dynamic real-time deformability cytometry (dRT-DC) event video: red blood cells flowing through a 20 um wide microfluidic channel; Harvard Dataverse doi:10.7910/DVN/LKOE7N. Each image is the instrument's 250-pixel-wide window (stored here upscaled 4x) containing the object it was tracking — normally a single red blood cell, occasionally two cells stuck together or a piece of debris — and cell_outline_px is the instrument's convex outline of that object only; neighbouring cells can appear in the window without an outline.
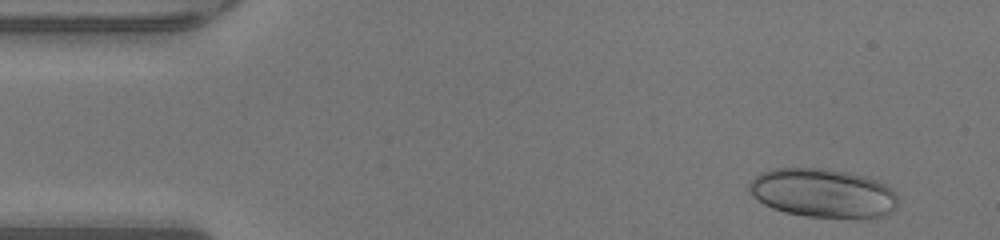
{"species": "human", "species_latin": "Homo sapiens", "temperature_condition": "warm", "stored_images_in_passage": 48, "camera_frame_rate_fps": 3000, "um_per_image_px": 0.085, "donor": {"sex": "male"}, "frame": {"image": 1, "passage_image": 3, "time_ms": 0.667, "image_size_px": [1000, 240], "cell_outline_px": [[896, 208], [892, 212], [884, 216], [856, 220], [852, 220], [804, 216], [784, 212], [772, 208], [764, 204], [752, 196], [748, 188], [748, 184], [760, 172], [772, 168], [828, 168], [848, 172], [864, 176], [876, 180], [892, 188], [896, 192]], "centroid_in_image_um": [69.97, 16.44], "position_along_channel_um": 15.0, "area_um2": 43.41}}
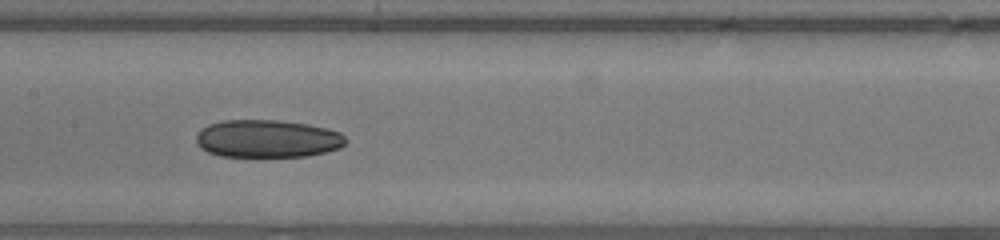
{"frame": {"image": 2, "passage_image": 23, "time_ms": 7.333, "image_size_px": [1000, 240], "cell_outline_px": [[348, 140], [340, 148], [308, 156], [220, 156], [208, 152], [200, 148], [196, 140], [196, 132], [200, 128], [208, 124], [224, 120], [280, 120], [308, 124], [340, 132]], "centroid_in_image_um": [22.7, 11.78], "position_along_channel_um": 184.7, "area_um2": 33.0}}
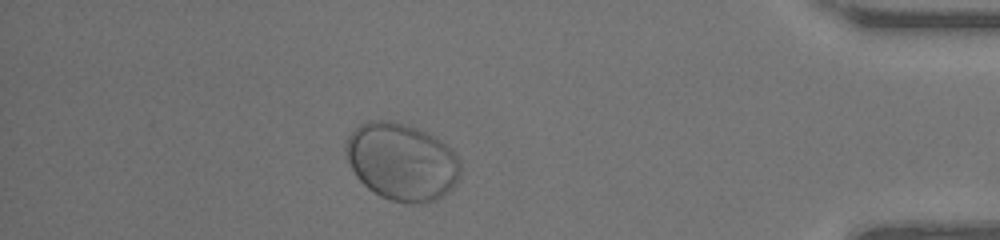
{"frame": {"image": 3, "passage_image": 42, "time_ms": 13.667, "image_size_px": [1000, 240], "cell_outline_px": [[460, 176], [452, 188], [448, 192], [436, 200], [424, 204], [408, 204], [392, 200], [380, 196], [368, 188], [356, 176], [344, 152], [344, 144], [348, 136], [360, 124], [368, 120], [392, 120], [428, 132], [448, 144], [456, 152], [460, 160]], "centroid_in_image_um": [34.17, 13.74], "position_along_channel_um": 401.0, "area_um2": 52.31}, "authors_computed_cell_mechanics": {"area_um2": 38.0613, "velocity_mm_per_s": 4.1751, "shape_relaxation_time_tau1_ms": null, "shape_relaxation_time_tau2_ms": 1.6655, "deformation_change_tau1": null, "deformation_change_tau2": 0.034}}